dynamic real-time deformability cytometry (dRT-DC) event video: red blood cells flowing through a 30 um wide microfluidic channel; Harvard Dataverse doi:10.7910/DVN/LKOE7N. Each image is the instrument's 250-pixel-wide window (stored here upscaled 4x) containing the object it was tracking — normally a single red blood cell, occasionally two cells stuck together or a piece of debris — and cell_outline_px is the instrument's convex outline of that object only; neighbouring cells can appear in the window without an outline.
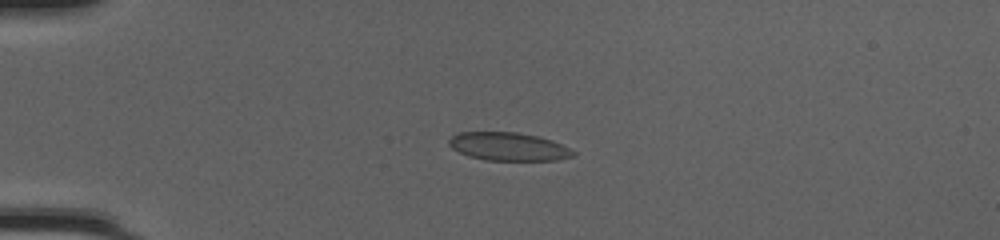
{"species": "common noctule bat (a hibernating species)", "species_latin": "Nyctalus noctula", "temperature_condition": "cold", "stored_images_in_passage": 40, "camera_frame_rate_fps": 3000, "um_per_image_px": 0.085, "animal": {"sex": "female", "body_mass_g": 20.0, "forearm_length_mm": 54.0}, "frame": {"image": 1, "passage_image": 3, "time_ms": 0.667, "image_size_px": [1000, 240], "cell_outline_px": [[576, 152], [572, 156], [556, 160], [484, 160], [468, 156], [452, 148], [448, 144], [448, 140], [452, 136], [460, 132], [516, 132], [536, 136], [560, 144]], "centroid_in_image_um": [43.16, 12.46], "position_along_channel_um": 41.8, "area_um2": 20.11}}
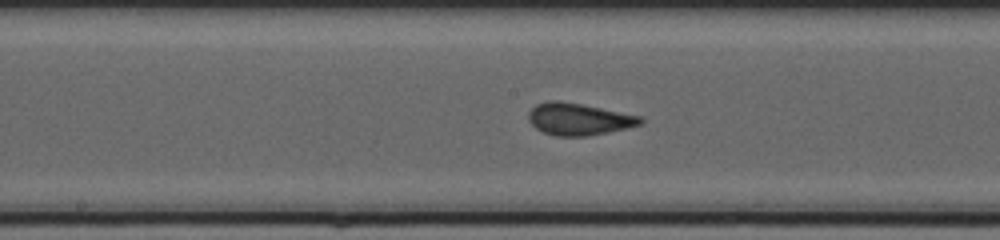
{"frame": {"image": 2, "passage_image": 17, "time_ms": 5.333, "image_size_px": [1000, 240], "cell_outline_px": [[644, 120], [640, 124], [608, 132], [584, 136], [556, 136], [544, 132], [536, 128], [528, 120], [528, 112], [536, 104], [548, 100], [560, 100], [640, 116]], "centroid_in_image_um": [49.13, 10.12], "position_along_channel_um": 199.1, "area_um2": 20.58}}
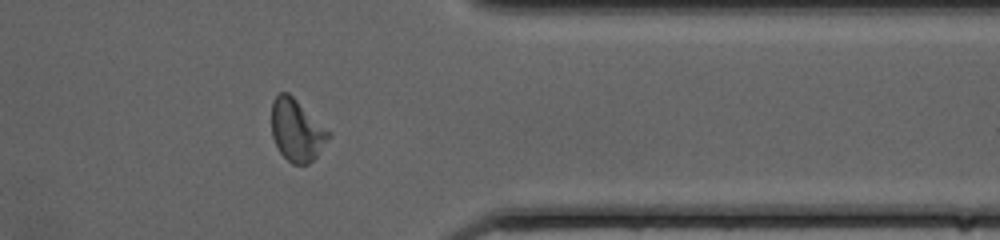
{"frame": {"image": 3, "passage_image": 31, "time_ms": 10.0, "image_size_px": [1000, 240], "cell_outline_px": [[332, 132], [316, 156], [308, 164], [292, 164], [280, 152], [272, 136], [272, 100], [280, 92], [288, 92]], "centroid_in_image_um": [25.22, 11.05], "position_along_channel_um": 386.2, "area_um2": 20.4}, "authors_computed_cell_mechanics": {"area_um2": 20.1144, "velocity_mm_per_s": 4.2107, "shape_relaxation_time_tau1_ms": 5.5453, "shape_relaxation_time_tau2_ms": 0.6585, "deformation_change_tau1": 0.1445, "deformation_change_tau2": 0.0603}}